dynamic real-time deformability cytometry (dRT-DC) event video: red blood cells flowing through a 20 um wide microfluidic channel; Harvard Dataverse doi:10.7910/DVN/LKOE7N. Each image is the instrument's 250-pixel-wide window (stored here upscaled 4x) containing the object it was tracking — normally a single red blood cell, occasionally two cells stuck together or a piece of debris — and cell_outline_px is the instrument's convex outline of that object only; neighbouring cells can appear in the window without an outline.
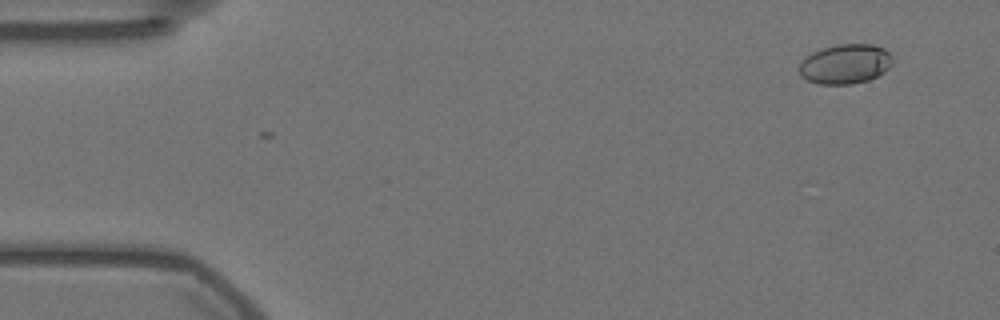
{"species": "Egyptian fruit bat (a non-hibernating species)", "species_latin": "Rousettus aegyptiacus", "temperature_condition": "warm", "stored_images_in_passage": 25, "camera_frame_rate_fps": 3000, "um_per_image_px": 0.085, "animal": {"sex": "female"}, "frame": {"image": 1, "passage_image": 5, "time_ms": 1.333, "image_size_px": [1000, 320], "cell_outline_px": [[892, 64], [884, 72], [868, 80], [852, 84], [820, 84], [808, 80], [800, 76], [800, 64], [812, 52], [836, 44], [872, 44], [884, 48], [892, 56]], "centroid_in_image_um": [71.87, 5.44], "position_along_channel_um": 13.1, "area_um2": 21.44}}
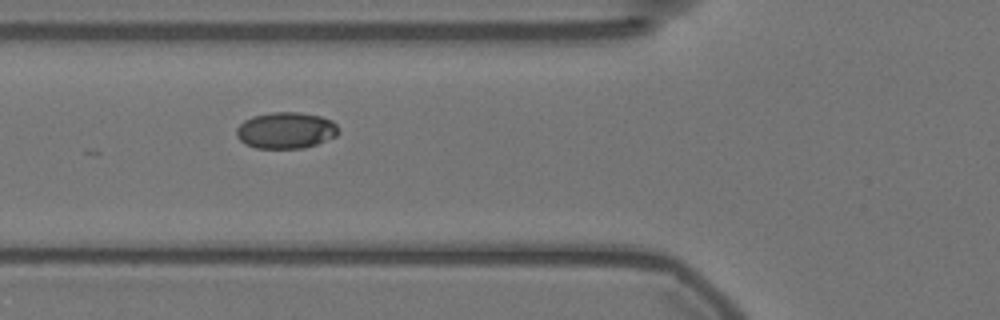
{"frame": {"image": 2, "passage_image": 22, "time_ms": 7.0, "image_size_px": [1000, 320], "cell_outline_px": [[340, 132], [336, 136], [316, 144], [304, 148], [256, 148], [240, 140], [236, 136], [236, 128], [244, 120], [252, 116], [272, 112], [300, 112], [320, 116], [332, 120], [340, 128]], "centroid_in_image_um": [24.32, 11.07], "position_along_channel_um": 101.5, "area_um2": 21.73}}
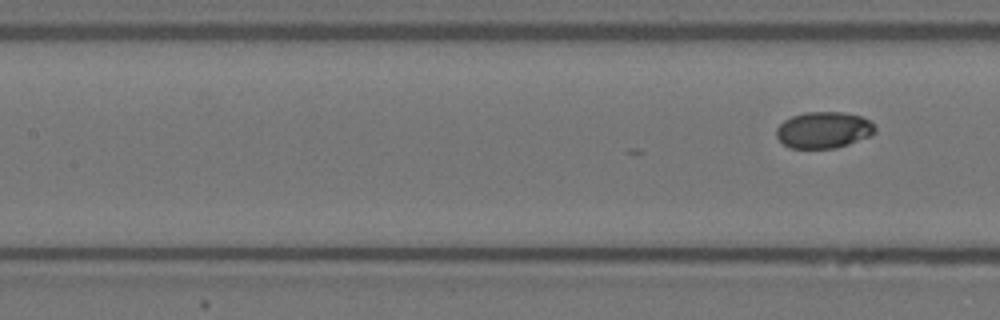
{"frame": {"image": 3, "passage_image": 25, "time_ms": 8.0, "image_size_px": [1000, 320], "cell_outline_px": [[876, 132], [868, 136], [848, 144], [836, 148], [788, 148], [776, 136], [776, 128], [784, 120], [792, 116], [804, 112], [840, 112], [860, 116], [868, 120], [876, 128]], "centroid_in_image_um": [69.97, 11.05], "position_along_channel_um": 137.4, "area_um2": 20.81}}